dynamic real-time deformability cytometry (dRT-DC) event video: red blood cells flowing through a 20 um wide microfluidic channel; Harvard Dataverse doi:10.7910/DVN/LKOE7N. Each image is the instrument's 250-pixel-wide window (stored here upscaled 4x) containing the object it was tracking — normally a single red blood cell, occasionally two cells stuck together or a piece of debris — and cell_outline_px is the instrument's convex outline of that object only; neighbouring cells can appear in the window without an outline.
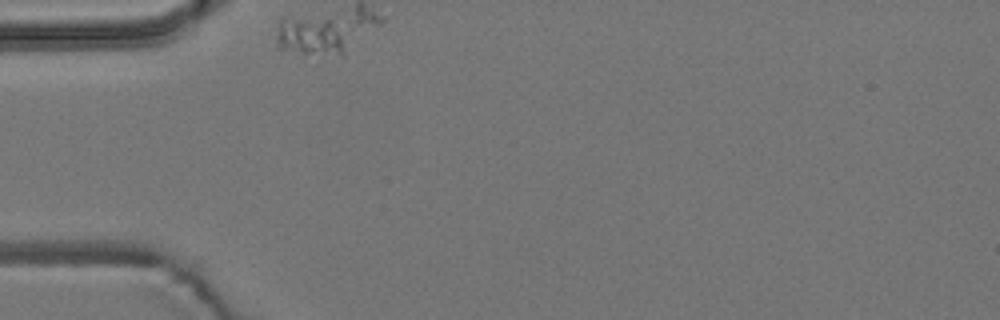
{"species": "common noctule bat (a hibernating species)", "species_latin": "Nyctalus noctula", "temperature_condition": "room temperature", "stored_images_in_passage": 1, "camera_frame_rate_fps": 3000, "um_per_image_px": 0.085, "animal": {"sex": "male", "body_mass_g": 19.2, "forearm_length_mm": 51.8}, "frame": {"image": 1, "passage_image": 1, "time_ms": 0.0, "image_size_px": [1000, 320], "cell_outline_px": [[344, 56], [340, 56], [304, 52], [276, 48], [276, 24], [280, 16], [336, 16], [344, 48]], "centroid_in_image_um": [26.34, 2.96], "position_along_channel_um": 58.7, "area_um2": 16.88}}